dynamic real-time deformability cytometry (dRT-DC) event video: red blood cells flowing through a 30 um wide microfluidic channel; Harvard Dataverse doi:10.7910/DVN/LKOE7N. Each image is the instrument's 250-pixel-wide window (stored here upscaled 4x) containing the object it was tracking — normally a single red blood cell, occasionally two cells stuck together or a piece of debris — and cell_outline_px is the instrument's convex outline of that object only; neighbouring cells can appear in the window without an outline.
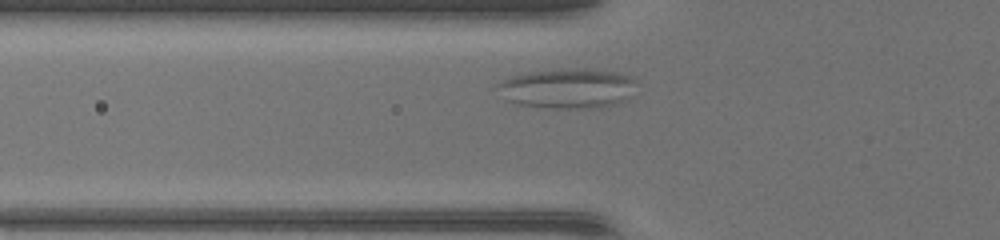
{"species": "common noctule bat (a hibernating species)", "species_latin": "Nyctalus noctula", "temperature_condition": "warm", "stored_images_in_passage": 35, "camera_frame_rate_fps": 3000, "um_per_image_px": 0.085, "animal": {"sex": "female", "body_mass_g": 17.0, "forearm_length_mm": 48.0}, "frame": {"image": 1, "passage_image": 5, "time_ms": 1.333, "image_size_px": [1000, 240], "cell_outline_px": [[632, 80], [616, 100], [600, 108], [568, 108], [524, 104], [512, 100], [500, 84], [504, 80], [512, 76], [532, 72], [560, 68], [592, 68], [616, 72], [628, 76]], "centroid_in_image_um": [48.19, 7.45], "position_along_channel_um": 77.6, "area_um2": 29.65}}
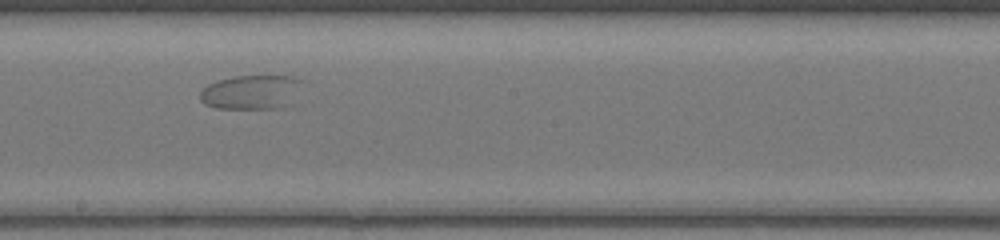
{"frame": {"image": 2, "passage_image": 16, "time_ms": 5.0, "image_size_px": [1000, 240], "cell_outline_px": [[296, 80], [272, 108], [216, 108], [204, 104], [200, 100], [200, 92], [208, 84], [220, 80], [236, 76], [292, 76]], "centroid_in_image_um": [20.93, 7.8], "position_along_channel_um": 227.3, "area_um2": 17.92}}
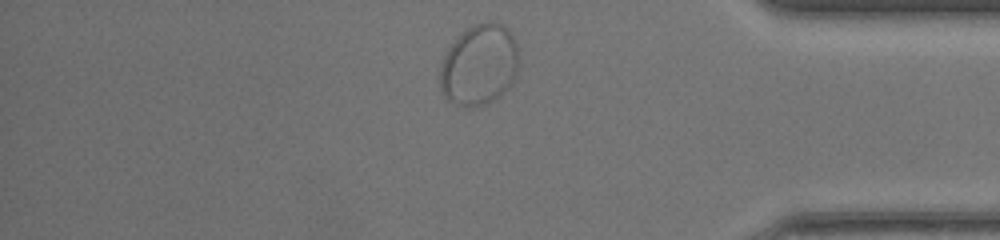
{"frame": {"image": 3, "passage_image": 30, "time_ms": 9.667, "image_size_px": [1000, 240], "cell_outline_px": [[516, 48], [508, 84], [492, 100], [484, 104], [468, 108], [464, 108], [456, 104], [444, 92], [440, 84], [440, 72], [444, 60], [452, 44], [468, 28], [476, 24], [500, 24], [508, 28], [516, 44]], "centroid_in_image_um": [40.66, 5.52], "position_along_channel_um": 394.5, "area_um2": 34.56}}